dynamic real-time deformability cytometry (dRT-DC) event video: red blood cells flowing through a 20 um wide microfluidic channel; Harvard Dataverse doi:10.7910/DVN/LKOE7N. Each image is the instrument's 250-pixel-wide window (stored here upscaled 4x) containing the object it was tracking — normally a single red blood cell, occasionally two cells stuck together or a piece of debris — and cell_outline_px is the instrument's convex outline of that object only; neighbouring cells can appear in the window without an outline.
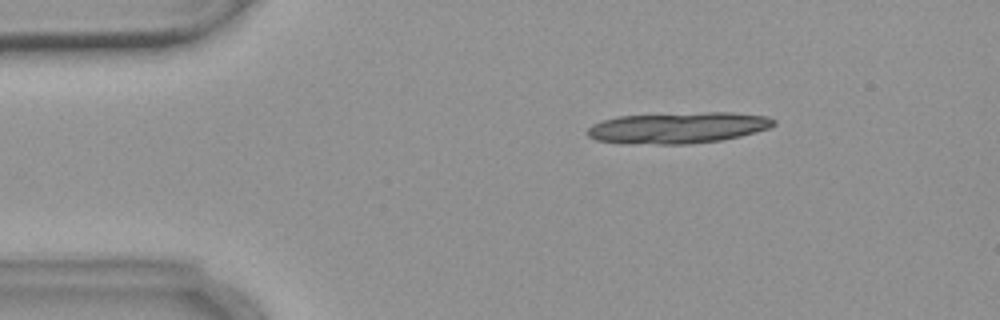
{"species": "common noctule bat (a hibernating species)", "species_latin": "Nyctalus noctula", "temperature_condition": "warm", "stored_images_in_passage": 5, "camera_frame_rate_fps": 3000, "um_per_image_px": 0.085, "animal": {"sex": "female", "body_mass_g": 18.4}, "frame": {"image": 1, "passage_image": 3, "time_ms": 2.333, "image_size_px": [1000, 320], "cell_outline_px": [[776, 124], [768, 128], [756, 132], [740, 136], [720, 140], [688, 144], [656, 144], [596, 140], [588, 136], [588, 128], [592, 124], [604, 120], [620, 116], [704, 112], [732, 112], [768, 116], [776, 120]], "centroid_in_image_um": [57.71, 10.84], "position_along_channel_um": 27.3, "area_um2": 33.47}}